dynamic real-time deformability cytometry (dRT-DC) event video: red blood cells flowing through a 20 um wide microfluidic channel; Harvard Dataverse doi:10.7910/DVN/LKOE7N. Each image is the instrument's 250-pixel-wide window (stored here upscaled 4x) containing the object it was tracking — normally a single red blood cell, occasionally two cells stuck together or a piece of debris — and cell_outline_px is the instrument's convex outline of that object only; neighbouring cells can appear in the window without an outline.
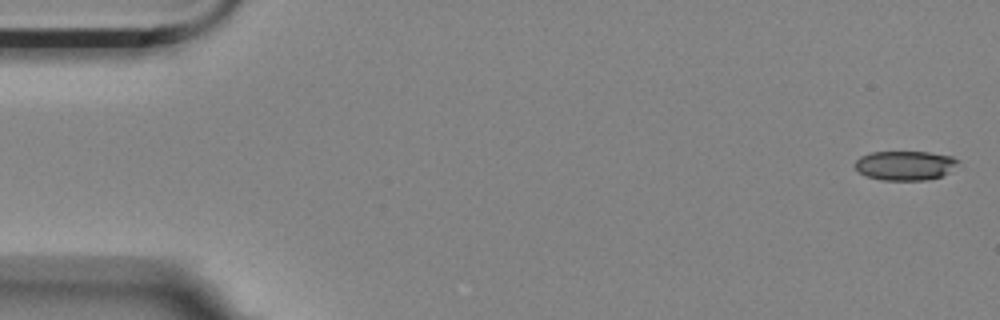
{"species": "Egyptian fruit bat (a non-hibernating species)", "species_latin": "Rousettus aegyptiacus", "temperature_condition": "room temperature", "stored_images_in_passage": 56, "camera_frame_rate_fps": 3000, "um_per_image_px": 0.085, "animal": {"sex": "female"}, "frame": {"image": 1, "passage_image": 1, "time_ms": 0.0, "image_size_px": [1000, 320], "cell_outline_px": [[960, 160], [940, 176], [924, 180], [880, 180], [868, 176], [860, 172], [856, 168], [856, 160], [860, 156], [872, 152], [928, 152], [952, 156]], "centroid_in_image_um": [76.89, 14.05], "position_along_channel_um": 8.1, "area_um2": 17.22}}
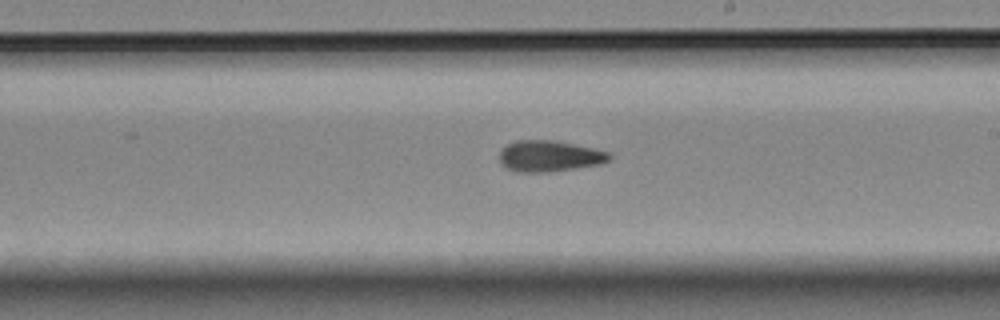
{"frame": {"image": 2, "passage_image": 32, "time_ms": 10.333, "image_size_px": [1000, 320], "cell_outline_px": [[612, 156], [608, 160], [600, 164], [548, 172], [516, 172], [500, 164], [500, 148], [516, 140], [556, 140], [612, 152]], "centroid_in_image_um": [46.69, 13.26], "position_along_channel_um": 242.3, "area_um2": 20.06}}
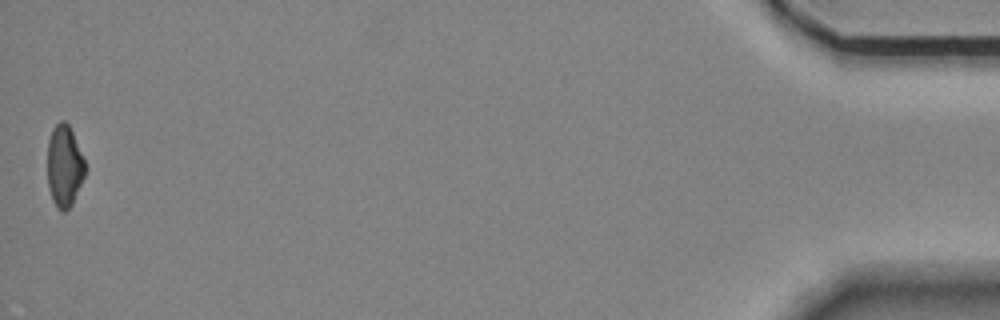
{"frame": {"image": 3, "passage_image": 56, "time_ms": 18.333, "image_size_px": [1000, 320], "cell_outline_px": [[88, 168], [72, 204], [64, 212], [60, 212], [56, 208], [52, 200], [48, 188], [48, 140], [52, 128], [60, 120], [64, 120], [68, 124], [72, 132]], "centroid_in_image_um": [5.47, 14.13], "position_along_channel_um": 429.7, "area_um2": 18.15}, "authors_computed_cell_mechanics": {"area_um2": 19.363, "velocity_mm_per_s": 3.5175, "shape_relaxation_time_tau1_ms": null, "shape_relaxation_time_tau2_ms": 6.0925, "deformation_change_tau1": null, "deformation_change_tau2": 0.1358}}